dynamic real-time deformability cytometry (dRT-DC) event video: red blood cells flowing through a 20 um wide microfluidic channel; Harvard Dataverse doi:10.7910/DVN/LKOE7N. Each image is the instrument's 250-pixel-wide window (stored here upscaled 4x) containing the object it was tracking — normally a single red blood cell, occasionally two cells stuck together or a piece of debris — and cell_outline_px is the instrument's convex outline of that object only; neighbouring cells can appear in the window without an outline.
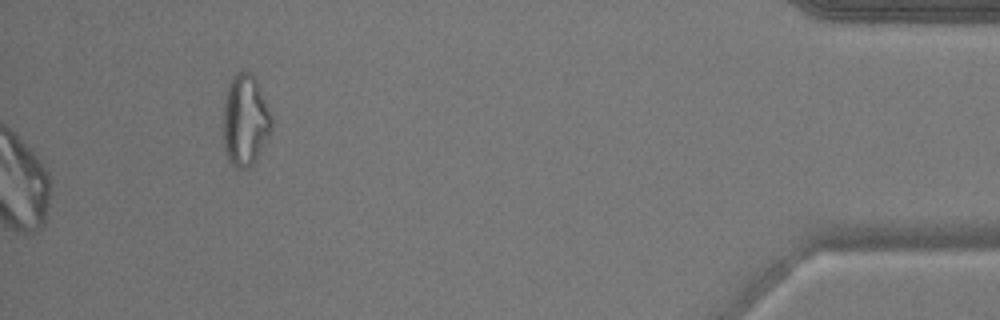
{"species": "common noctule bat (a hibernating species)", "species_latin": "Nyctalus noctula", "temperature_condition": "warm", "stored_images_in_passage": 51, "camera_frame_rate_fps": 3000, "um_per_image_px": 0.085, "animal": {"sex": "male", "body_mass_g": 17.9}, "frame": {"image": 1, "passage_image": 51, "time_ms": 16.667, "image_size_px": [1000, 320], "cell_outline_px": [[272, 128], [268, 136], [252, 164], [248, 168], [236, 168], [228, 160], [224, 148], [224, 104], [228, 84], [232, 76], [236, 72], [252, 72], [256, 80], [272, 116]], "centroid_in_image_um": [20.83, 10.21], "position_along_channel_um": 414.4, "area_um2": 25.43}}